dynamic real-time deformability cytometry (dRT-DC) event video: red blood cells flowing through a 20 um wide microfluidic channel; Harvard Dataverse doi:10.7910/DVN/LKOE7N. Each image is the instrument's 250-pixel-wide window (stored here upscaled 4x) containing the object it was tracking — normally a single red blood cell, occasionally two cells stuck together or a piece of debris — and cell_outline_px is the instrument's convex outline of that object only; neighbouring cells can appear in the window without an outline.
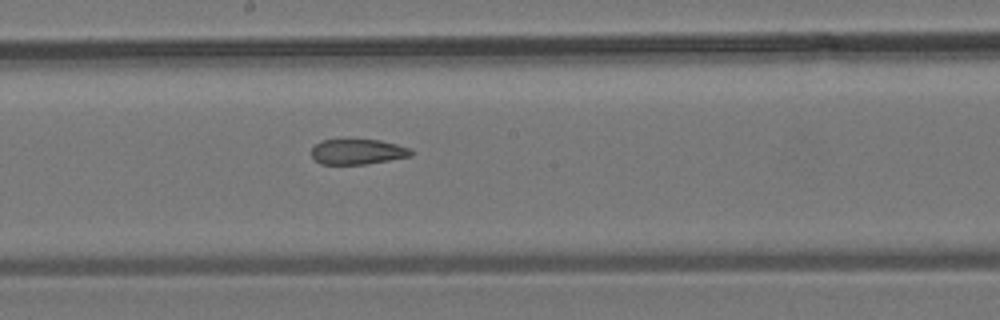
{"species": "common noctule bat (a hibernating species)", "species_latin": "Nyctalus noctula", "temperature_condition": "room temperature", "stored_images_in_passage": 7, "camera_frame_rate_fps": 3000, "um_per_image_px": 0.085, "animal": {"sex": "male", "body_mass_g": 19.2, "forearm_length_mm": 51.8}, "frame": {"image": 1, "passage_image": 7, "time_ms": 7.333, "image_size_px": [1000, 320], "cell_outline_px": [[416, 152], [412, 156], [364, 164], [320, 164], [312, 156], [312, 148], [320, 140], [344, 136], [380, 140], [412, 148]], "centroid_in_image_um": [30.4, 12.83], "position_along_channel_um": 217.8, "area_um2": 15.55}}